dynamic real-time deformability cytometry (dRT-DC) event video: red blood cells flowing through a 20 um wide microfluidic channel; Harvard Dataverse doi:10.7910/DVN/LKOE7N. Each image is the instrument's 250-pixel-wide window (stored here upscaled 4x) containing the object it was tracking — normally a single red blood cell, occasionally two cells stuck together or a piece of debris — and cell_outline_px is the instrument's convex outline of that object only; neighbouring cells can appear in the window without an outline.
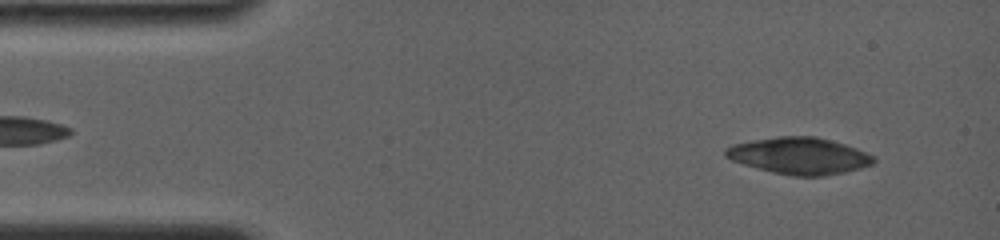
{"species": "common noctule bat (a hibernating species)", "species_latin": "Nyctalus noctula", "temperature_condition": "room temperature", "stored_images_in_passage": 3, "camera_frame_rate_fps": 4000, "um_per_image_px": 0.085, "animal": {"sex": "female", "body_mass_g": 19.0, "forearm_length_mm": 56.7}, "frame": {"image": 1, "passage_image": 1, "time_ms": 0.0, "image_size_px": [1000, 240], "cell_outline_px": [[876, 160], [872, 164], [860, 168], [844, 172], [824, 176], [792, 176], [772, 172], [744, 164], [732, 160], [724, 156], [724, 148], [732, 144], [752, 140], [780, 136], [816, 136], [844, 144], [856, 148], [876, 156]], "centroid_in_image_um": [67.94, 13.24], "position_along_channel_um": 17.1, "area_um2": 31.67}}